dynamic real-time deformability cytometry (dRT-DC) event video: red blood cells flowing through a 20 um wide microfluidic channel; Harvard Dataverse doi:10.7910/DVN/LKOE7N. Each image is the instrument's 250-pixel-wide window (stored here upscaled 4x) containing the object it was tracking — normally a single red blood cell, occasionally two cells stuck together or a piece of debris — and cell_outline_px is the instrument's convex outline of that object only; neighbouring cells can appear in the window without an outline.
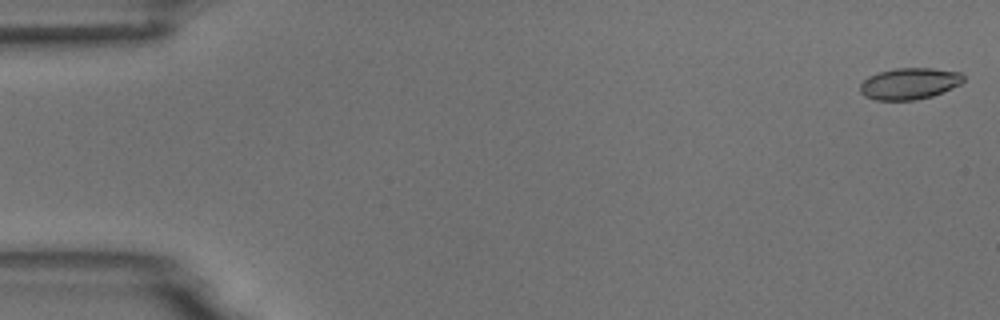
{"species": "common noctule bat (a hibernating species)", "species_latin": "Nyctalus noctula", "temperature_condition": "room temperature", "stored_images_in_passage": 7, "camera_frame_rate_fps": 3000, "um_per_image_px": 0.085, "animal": {"sex": "male", "body_mass_g": 18.8}, "frame": {"image": 1, "passage_image": 1, "time_ms": 0.0, "image_size_px": [1000, 320], "cell_outline_px": [[964, 80], [960, 84], [932, 96], [912, 100], [876, 100], [864, 96], [860, 92], [860, 84], [868, 76], [880, 72], [896, 68], [932, 68], [960, 72], [964, 76]], "centroid_in_image_um": [77.28, 7.1], "position_along_channel_um": 7.7, "area_um2": 18.84}}
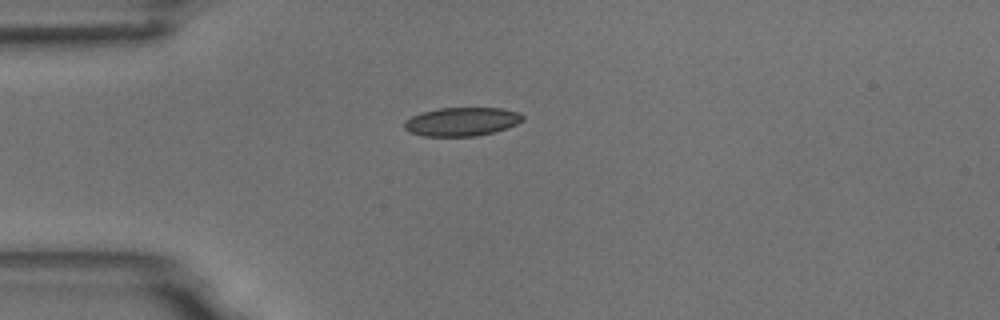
{"frame": {"image": 2, "passage_image": 4, "time_ms": 4.333, "image_size_px": [1000, 320], "cell_outline_px": [[524, 120], [508, 128], [476, 136], [424, 136], [412, 132], [404, 128], [404, 120], [420, 112], [436, 108], [500, 108], [520, 112], [524, 116]], "centroid_in_image_um": [39.26, 10.33], "position_along_channel_um": 45.7, "area_um2": 19.83}}